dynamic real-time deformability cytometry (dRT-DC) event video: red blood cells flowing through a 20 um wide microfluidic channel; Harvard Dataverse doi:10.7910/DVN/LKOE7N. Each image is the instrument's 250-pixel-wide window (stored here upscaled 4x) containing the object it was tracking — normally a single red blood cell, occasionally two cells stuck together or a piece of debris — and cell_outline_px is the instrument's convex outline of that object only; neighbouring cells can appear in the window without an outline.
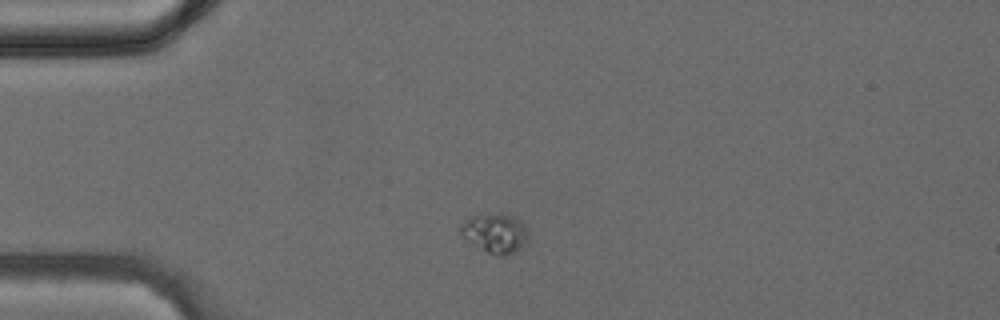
{"species": "common noctule bat (a hibernating species)", "species_latin": "Nyctalus noctula", "temperature_condition": "cold", "stored_images_in_passage": 34, "camera_frame_rate_fps": 3000, "um_per_image_px": 0.085, "animal": {"sex": "female", "body_mass_g": 24.6, "forearm_length_mm": 56.2}, "frame": {"image": 1, "passage_image": 4, "time_ms": 1.0, "image_size_px": [1000, 320], "cell_outline_px": [[528, 236], [524, 244], [516, 252], [504, 256], [500, 256], [488, 252], [464, 236], [460, 232], [460, 224], [472, 216], [500, 212], [504, 212], [516, 216], [524, 224], [528, 232]], "centroid_in_image_um": [42.15, 19.77], "position_along_channel_um": 42.9, "area_um2": 15.43}}
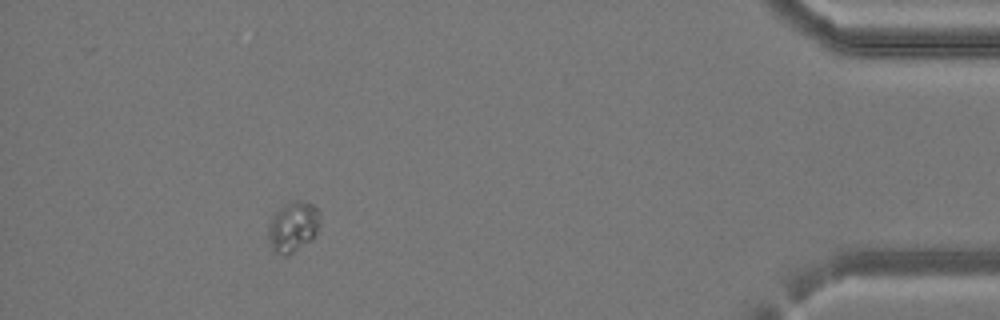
{"frame": {"image": 2, "passage_image": 31, "time_ms": 10.0, "image_size_px": [1000, 320], "cell_outline_px": [[320, 224], [316, 236], [312, 240], [288, 256], [284, 256], [272, 252], [268, 236], [268, 224], [276, 208], [288, 200], [296, 200], [312, 204], [320, 212]], "centroid_in_image_um": [24.89, 19.27], "position_along_channel_um": 410.3, "area_um2": 15.9}}